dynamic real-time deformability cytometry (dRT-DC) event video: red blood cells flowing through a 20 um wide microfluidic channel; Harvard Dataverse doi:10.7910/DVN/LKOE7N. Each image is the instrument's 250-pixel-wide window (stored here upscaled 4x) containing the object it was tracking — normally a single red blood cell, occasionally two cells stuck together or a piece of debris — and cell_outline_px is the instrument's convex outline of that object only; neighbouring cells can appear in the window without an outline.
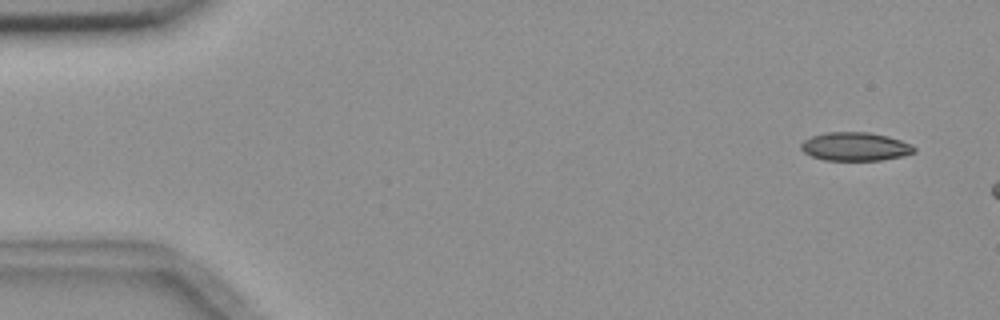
{"species": "common noctule bat (a hibernating species)", "species_latin": "Nyctalus noctula", "temperature_condition": "room temperature", "stored_images_in_passage": 6, "camera_frame_rate_fps": 3000, "um_per_image_px": 0.085, "animal": {"sex": "female", "body_mass_g": 18.4}, "frame": {"image": 1, "passage_image": 6, "time_ms": 7.0, "image_size_px": [1000, 320], "cell_outline_px": [[916, 152], [904, 156], [880, 160], [824, 160], [812, 156], [804, 152], [800, 148], [800, 144], [804, 140], [812, 136], [824, 132], [868, 132], [888, 136], [912, 144], [916, 148]], "centroid_in_image_um": [72.71, 12.45], "position_along_channel_um": 12.3, "area_um2": 18.9}}